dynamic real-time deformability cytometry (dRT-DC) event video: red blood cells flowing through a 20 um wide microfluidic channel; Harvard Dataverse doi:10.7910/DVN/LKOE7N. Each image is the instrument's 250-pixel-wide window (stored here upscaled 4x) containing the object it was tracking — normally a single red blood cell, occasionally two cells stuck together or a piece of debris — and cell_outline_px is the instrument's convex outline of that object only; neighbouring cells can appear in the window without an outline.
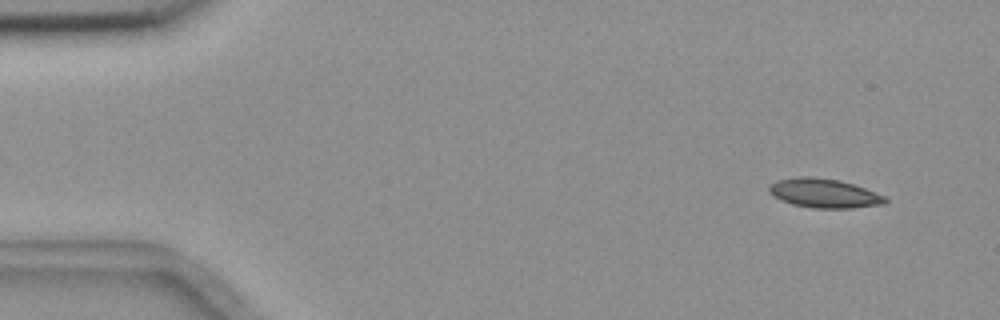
{"species": "common noctule bat (a hibernating species)", "species_latin": "Nyctalus noctula", "temperature_condition": "room temperature", "stored_images_in_passage": 5, "camera_frame_rate_fps": 3000, "um_per_image_px": 0.085, "animal": {"sex": "female", "body_mass_g": 18.4}, "frame": {"image": 1, "passage_image": 1, "time_ms": 0.0, "image_size_px": [1000, 320], "cell_outline_px": [[888, 200], [884, 204], [852, 208], [812, 208], [792, 204], [772, 196], [768, 192], [768, 188], [776, 180], [796, 176], [812, 176], [840, 180], [864, 188], [884, 196]], "centroid_in_image_um": [70.01, 16.42], "position_along_channel_um": 15.0, "area_um2": 19.77}}
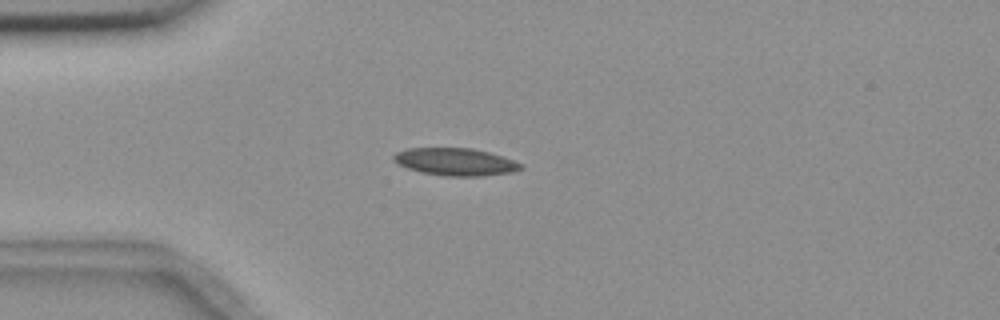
{"frame": {"image": 2, "passage_image": 3, "time_ms": 3.333, "image_size_px": [1000, 320], "cell_outline_px": [[524, 168], [512, 172], [484, 176], [444, 176], [420, 172], [408, 168], [392, 160], [392, 156], [396, 152], [408, 148], [472, 148], [488, 152], [524, 164]], "centroid_in_image_um": [38.71, 13.76], "position_along_channel_um": 46.3, "area_um2": 20.35}}